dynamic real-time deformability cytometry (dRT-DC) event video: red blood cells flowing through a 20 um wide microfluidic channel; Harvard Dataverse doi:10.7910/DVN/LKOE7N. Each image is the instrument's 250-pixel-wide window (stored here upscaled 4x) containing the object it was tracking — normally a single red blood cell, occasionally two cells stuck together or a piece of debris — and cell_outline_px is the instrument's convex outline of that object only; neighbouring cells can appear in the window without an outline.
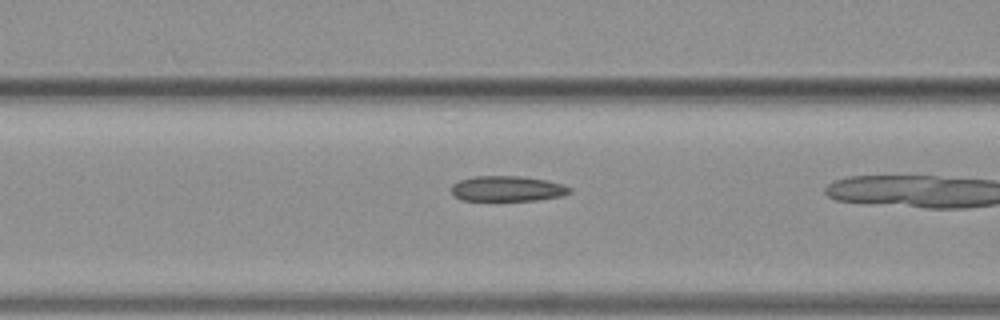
{"species": "common noctule bat (a hibernating species)", "species_latin": "Nyctalus noctula", "temperature_condition": "warm", "stored_images_in_passage": 5, "camera_frame_rate_fps": 3000, "um_per_image_px": 0.085, "animal": {"sex": "female", "body_mass_g": 19.3, "forearm_length_mm": 54.1}, "frame": {"image": 1, "passage_image": 4, "time_ms": 1.0, "image_size_px": [1000, 320], "cell_outline_px": [[572, 192], [564, 196], [536, 200], [460, 200], [452, 192], [452, 184], [460, 180], [476, 176], [520, 176], [544, 180], [560, 184], [572, 188]], "centroid_in_image_um": [43.14, 16.04], "position_along_channel_um": 123.5, "area_um2": 17.34}}